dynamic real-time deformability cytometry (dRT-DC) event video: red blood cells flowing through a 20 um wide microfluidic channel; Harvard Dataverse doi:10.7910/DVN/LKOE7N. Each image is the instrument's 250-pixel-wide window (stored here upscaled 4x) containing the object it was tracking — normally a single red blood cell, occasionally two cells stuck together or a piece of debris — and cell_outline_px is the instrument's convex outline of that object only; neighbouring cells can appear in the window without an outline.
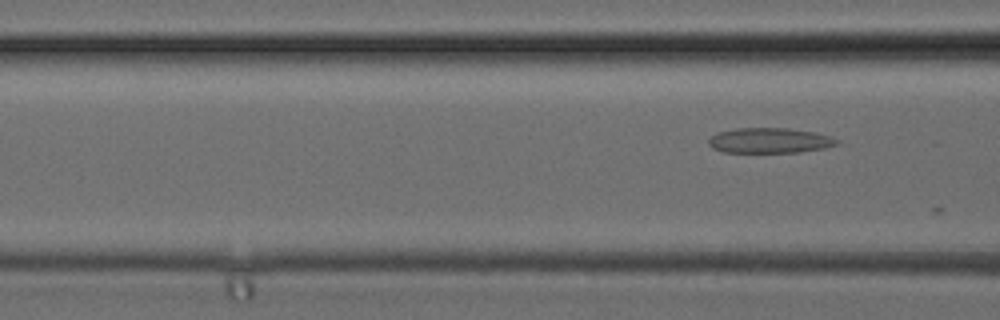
{"species": "common noctule bat (a hibernating species)", "species_latin": "Nyctalus noctula", "temperature_condition": "cold", "stored_images_in_passage": 5, "segment_of_instrument_passage": [2, 2], "camera_frame_rate_fps": 3000, "um_per_image_px": 0.085, "animal": {"sex": "female", "body_mass_g": 24.6, "forearm_length_mm": 56.2}, "frame": {"image": 1, "passage_image": 5, "time_ms": 1.333, "image_size_px": [1000, 320], "cell_outline_px": [[840, 144], [824, 148], [800, 152], [724, 152], [712, 148], [708, 144], [708, 140], [716, 132], [736, 128], [788, 128], [816, 132], [832, 136], [840, 140]], "centroid_in_image_um": [65.46, 11.94], "position_along_channel_um": 101.1, "area_um2": 19.07}}